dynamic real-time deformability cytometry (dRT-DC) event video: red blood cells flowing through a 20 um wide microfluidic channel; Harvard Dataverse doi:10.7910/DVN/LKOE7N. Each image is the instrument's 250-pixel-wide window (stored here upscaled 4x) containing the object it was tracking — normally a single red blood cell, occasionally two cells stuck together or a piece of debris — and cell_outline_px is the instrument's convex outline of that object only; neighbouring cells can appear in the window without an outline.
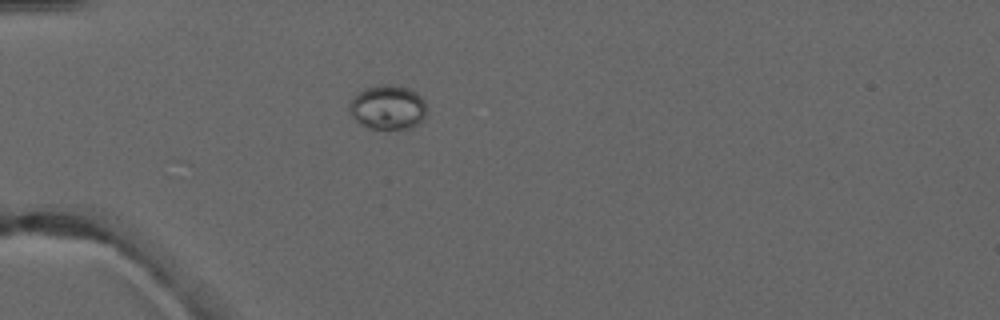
{"species": "common noctule bat (a hibernating species)", "species_latin": "Nyctalus noctula", "temperature_condition": "warm", "stored_images_in_passage": 2, "camera_frame_rate_fps": 3000, "um_per_image_px": 0.085, "animal": {"sex": "male", "forearm_length_mm": 52.5}, "frame": {"image": 1, "passage_image": 1, "time_ms": 0.0, "image_size_px": [1000, 320], "cell_outline_px": [[428, 108], [424, 116], [412, 128], [368, 128], [360, 124], [352, 116], [352, 96], [356, 92], [364, 88], [384, 84], [392, 84], [408, 88], [416, 92], [424, 100]], "centroid_in_image_um": [32.98, 9.1], "position_along_channel_um": 52.0, "area_um2": 19.83}}